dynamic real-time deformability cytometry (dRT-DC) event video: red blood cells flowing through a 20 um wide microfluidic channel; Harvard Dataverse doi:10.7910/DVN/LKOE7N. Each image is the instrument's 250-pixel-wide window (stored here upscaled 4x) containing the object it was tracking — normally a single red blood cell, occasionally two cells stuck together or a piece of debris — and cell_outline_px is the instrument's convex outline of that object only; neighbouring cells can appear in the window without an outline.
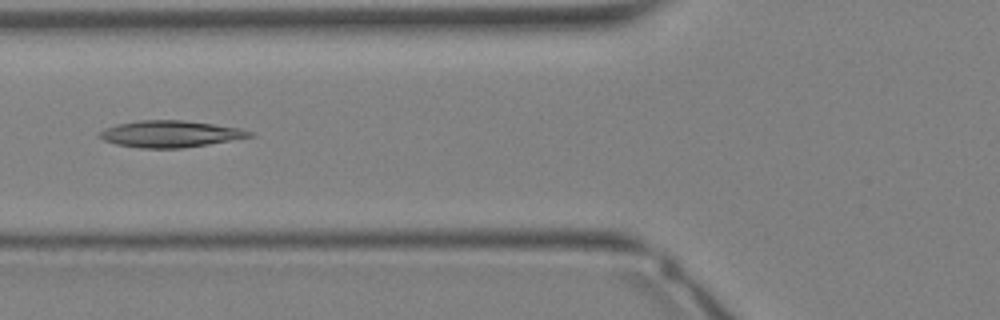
{"species": "Egyptian fruit bat (a non-hibernating species)", "species_latin": "Rousettus aegyptiacus", "temperature_condition": "warm", "stored_images_in_passage": 29, "camera_frame_rate_fps": 3000, "um_per_image_px": 0.085, "animal": {"sex": "female"}, "frame": {"image": 1, "passage_image": 8, "time_ms": 2.333, "image_size_px": [1000, 320], "cell_outline_px": [[256, 136], [208, 144], [180, 148], [140, 148], [116, 144], [104, 140], [96, 136], [96, 132], [104, 128], [116, 124], [140, 120], [180, 120], [212, 124], [240, 128], [256, 132]], "centroid_in_image_um": [14.45, 11.38], "position_along_channel_um": 111.3, "area_um2": 23.47}}
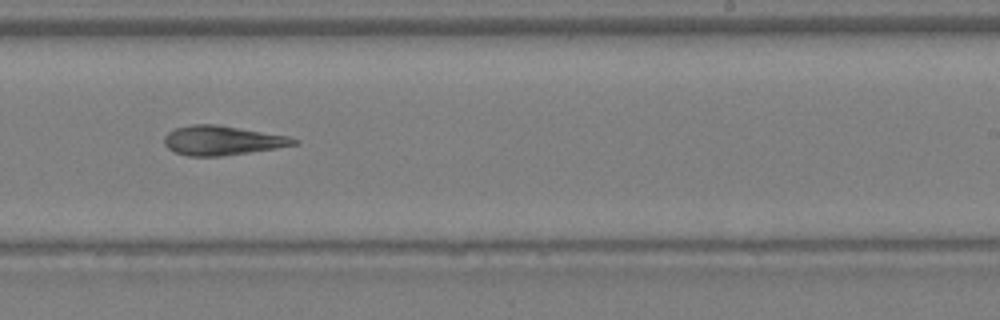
{"frame": {"image": 2, "passage_image": 16, "time_ms": 5.0, "image_size_px": [1000, 320], "cell_outline_px": [[300, 144], [276, 148], [220, 156], [188, 156], [176, 152], [168, 148], [164, 144], [164, 136], [168, 132], [176, 128], [192, 124], [216, 124], [288, 136], [300, 140]], "centroid_in_image_um": [18.9, 11.93], "position_along_channel_um": 270.1, "area_um2": 22.08}}
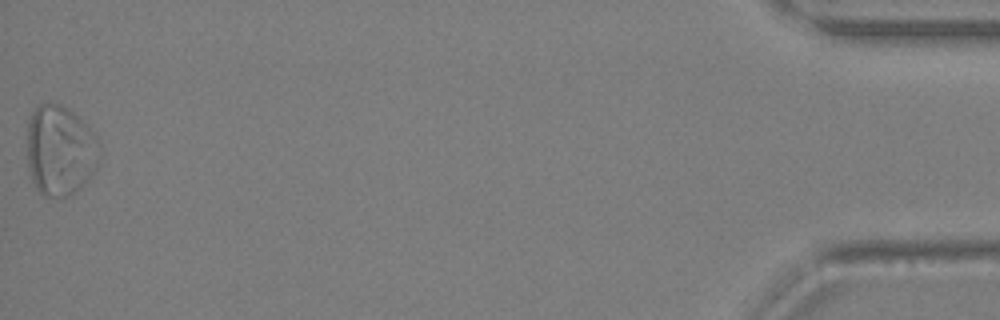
{"frame": {"image": 3, "passage_image": 29, "time_ms": 9.333, "image_size_px": [1000, 320], "cell_outline_px": [[100, 156], [96, 168], [88, 180], [80, 188], [68, 196], [44, 196], [36, 188], [32, 180], [28, 164], [28, 120], [32, 112], [40, 104], [60, 104], [68, 108], [96, 132], [100, 144]], "centroid_in_image_um": [5.15, 12.78], "position_along_channel_um": 430.1, "area_um2": 38.38}}